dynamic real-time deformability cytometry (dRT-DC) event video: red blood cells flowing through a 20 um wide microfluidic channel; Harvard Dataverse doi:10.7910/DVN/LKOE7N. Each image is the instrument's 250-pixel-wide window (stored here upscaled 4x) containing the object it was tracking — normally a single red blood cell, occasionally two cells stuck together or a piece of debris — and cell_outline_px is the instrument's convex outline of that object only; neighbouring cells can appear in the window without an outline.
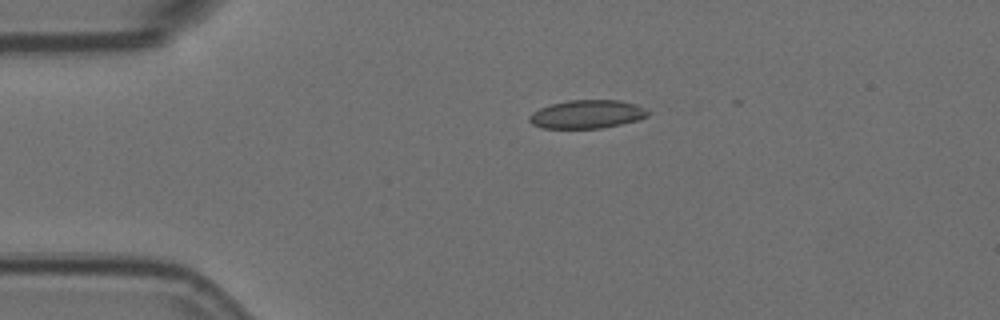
{"species": "Egyptian fruit bat (a non-hibernating species)", "species_latin": "Rousettus aegyptiacus", "temperature_condition": "room temperature", "stored_images_in_passage": 3, "camera_frame_rate_fps": 3000, "um_per_image_px": 0.085, "animal": {"sex": "female"}, "frame": {"image": 1, "passage_image": 1, "time_ms": 0.0, "image_size_px": [1000, 320], "cell_outline_px": [[648, 116], [636, 120], [620, 124], [600, 128], [540, 128], [532, 124], [528, 120], [528, 116], [532, 112], [540, 108], [552, 104], [568, 100], [620, 100], [636, 104], [644, 108], [648, 112]], "centroid_in_image_um": [49.86, 9.71], "position_along_channel_um": 35.1, "area_um2": 19.54}}